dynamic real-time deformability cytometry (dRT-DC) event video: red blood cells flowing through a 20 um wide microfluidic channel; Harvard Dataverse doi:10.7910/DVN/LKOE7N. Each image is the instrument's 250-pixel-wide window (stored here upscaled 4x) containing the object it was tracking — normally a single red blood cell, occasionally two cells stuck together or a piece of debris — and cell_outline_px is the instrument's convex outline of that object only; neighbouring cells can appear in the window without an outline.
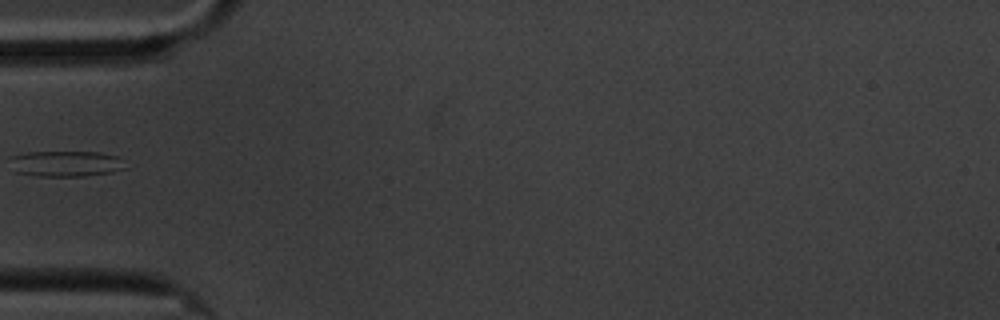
{"species": "common noctule bat (a hibernating species)", "species_latin": "Nyctalus noctula", "temperature_condition": "cold", "stored_images_in_passage": 15, "camera_frame_rate_fps": 3000, "um_per_image_px": 0.085, "animal": {"sex": "male", "body_mass_g": 20.1, "forearm_length_mm": 53.5}, "frame": {"image": 1, "passage_image": 5, "time_ms": 5.667, "image_size_px": [1000, 320], "cell_outline_px": [[128, 168], [112, 172], [84, 176], [36, 176], [12, 172], [12, 156], [28, 152], [100, 152], [116, 156]], "centroid_in_image_um": [5.58, 13.92], "position_along_channel_um": 79.4, "area_um2": 17.34}}
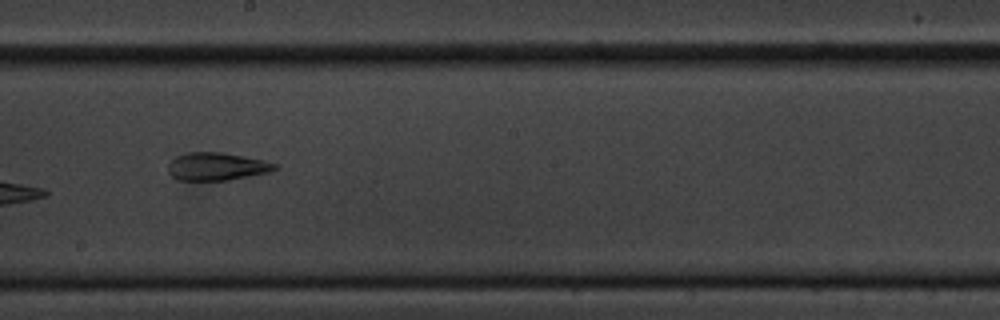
{"frame": {"image": 2, "passage_image": 9, "time_ms": 10.0, "image_size_px": [1000, 320], "cell_outline_px": [[276, 168], [268, 172], [228, 180], [180, 180], [172, 176], [168, 172], [168, 164], [176, 156], [188, 152], [224, 152], [264, 160], [276, 164]], "centroid_in_image_um": [18.39, 14.14], "position_along_channel_um": 229.8, "area_um2": 17.17}}
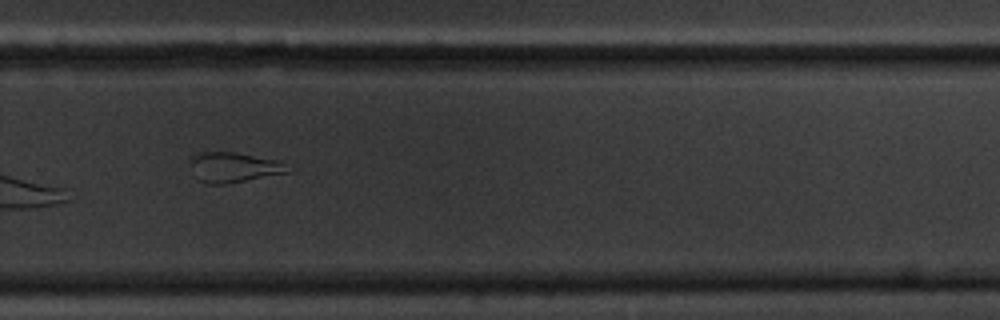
{"frame": {"image": 3, "passage_image": 11, "time_ms": 12.333, "image_size_px": [1000, 320], "cell_outline_px": [[288, 172], [228, 184], [208, 184], [196, 180], [188, 160], [188, 156], [204, 152], [236, 152], [280, 160]], "centroid_in_image_um": [19.76, 14.22], "position_along_channel_um": 310.0, "area_um2": 17.22}, "authors_computed_cell_mechanics": {"area_um2": 22.6576, "velocity_mm_per_s": 3.4541, "shape_relaxation_time_tau1_ms": null, "shape_relaxation_time_tau2_ms": 3.5606, "deformation_change_tau1": null, "deformation_change_tau2": 0.1219}}